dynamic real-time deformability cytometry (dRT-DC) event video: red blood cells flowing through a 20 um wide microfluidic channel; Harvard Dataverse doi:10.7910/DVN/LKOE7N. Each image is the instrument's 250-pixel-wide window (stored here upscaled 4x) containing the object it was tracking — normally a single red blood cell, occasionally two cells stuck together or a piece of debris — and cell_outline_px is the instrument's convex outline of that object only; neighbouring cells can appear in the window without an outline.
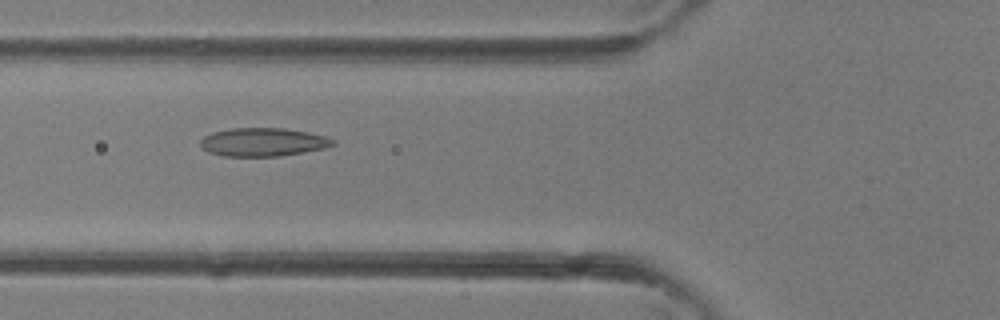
{"species": "common noctule bat (a hibernating species)", "species_latin": "Nyctalus noctula", "temperature_condition": "room temperature", "stored_images_in_passage": 31, "camera_frame_rate_fps": 3000, "um_per_image_px": 0.085, "animal": {"sex": "female"}, "frame": {"image": 1, "passage_image": 7, "time_ms": 2.0, "image_size_px": [1000, 320], "cell_outline_px": [[336, 144], [324, 148], [304, 152], [280, 156], [224, 156], [208, 152], [200, 144], [200, 140], [204, 136], [212, 132], [232, 128], [284, 128], [308, 132], [328, 136], [336, 140]], "centroid_in_image_um": [22.39, 12.07], "position_along_channel_um": 103.4, "area_um2": 22.02}}
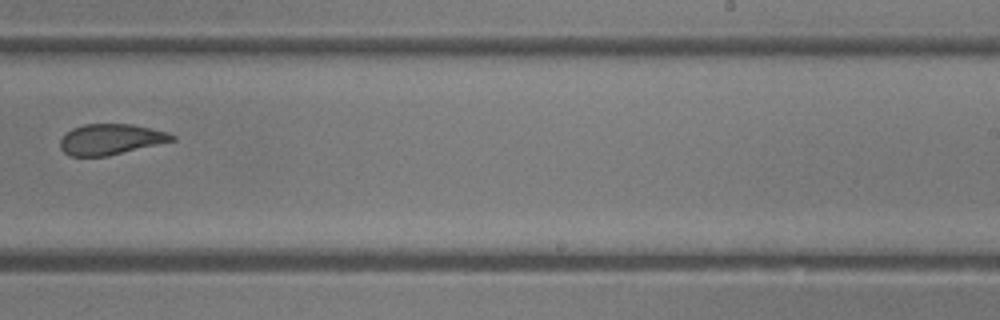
{"frame": {"image": 2, "passage_image": 17, "time_ms": 5.333, "image_size_px": [1000, 320], "cell_outline_px": [[176, 140], [108, 156], [68, 156], [60, 148], [60, 140], [64, 132], [72, 128], [84, 124], [128, 124], [168, 132], [176, 136]], "centroid_in_image_um": [9.37, 11.85], "position_along_channel_um": 279.6, "area_um2": 20.06}}
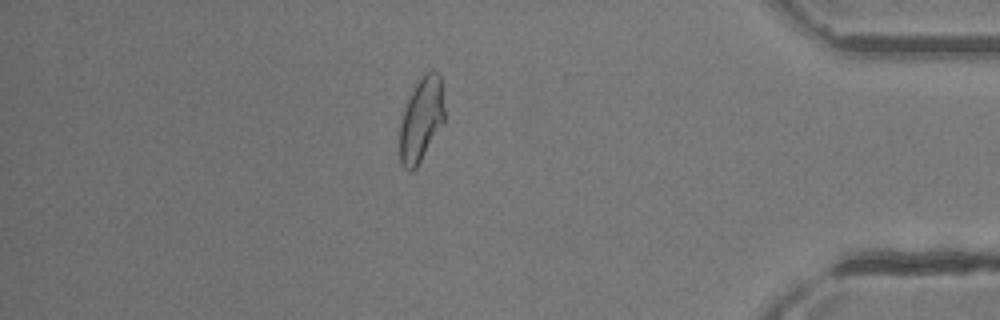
{"frame": {"image": 3, "passage_image": 26, "time_ms": 8.333, "image_size_px": [1000, 320], "cell_outline_px": [[444, 120], [416, 168], [412, 172], [408, 172], [400, 164], [400, 124], [404, 108], [420, 76], [428, 68], [432, 68], [440, 76], [444, 108]], "centroid_in_image_um": [35.79, 10.14], "position_along_channel_um": 399.4, "area_um2": 21.79}}